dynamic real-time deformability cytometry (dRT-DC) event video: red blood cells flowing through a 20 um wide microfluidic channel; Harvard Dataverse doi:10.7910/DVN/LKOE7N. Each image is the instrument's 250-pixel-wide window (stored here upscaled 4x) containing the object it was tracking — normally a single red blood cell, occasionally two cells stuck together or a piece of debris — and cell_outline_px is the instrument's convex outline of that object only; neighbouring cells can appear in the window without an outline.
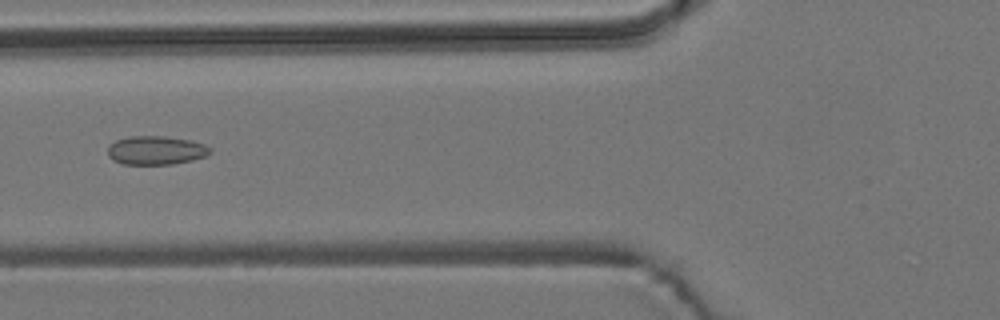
{"species": "common noctule bat (a hibernating species)", "species_latin": "Nyctalus noctula", "temperature_condition": "room temperature", "stored_images_in_passage": 8, "camera_frame_rate_fps": 3000, "um_per_image_px": 0.085, "animal": {"sex": "male", "body_mass_g": 19.2, "forearm_length_mm": 51.8}, "frame": {"image": 1, "passage_image": 5, "time_ms": 4.667, "image_size_px": [1000, 320], "cell_outline_px": [[212, 152], [208, 156], [192, 160], [172, 164], [124, 164], [112, 160], [108, 156], [108, 148], [116, 140], [128, 136], [164, 136], [192, 140], [204, 144], [212, 148]], "centroid_in_image_um": [13.3, 12.77], "position_along_channel_um": 112.5, "area_um2": 17.28}}
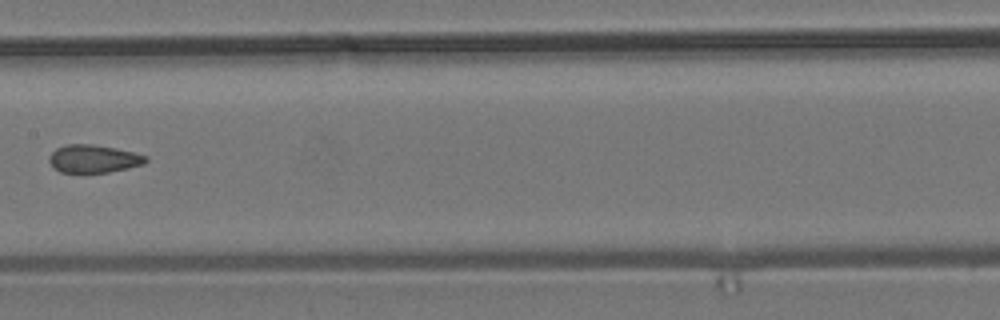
{"frame": {"image": 2, "passage_image": 7, "time_ms": 7.0, "image_size_px": [1000, 320], "cell_outline_px": [[148, 160], [144, 164], [128, 168], [108, 172], [60, 172], [52, 168], [48, 160], [48, 156], [56, 148], [68, 144], [92, 144], [116, 148], [148, 156]], "centroid_in_image_um": [7.93, 13.49], "position_along_channel_um": 199.5, "area_um2": 15.78}}
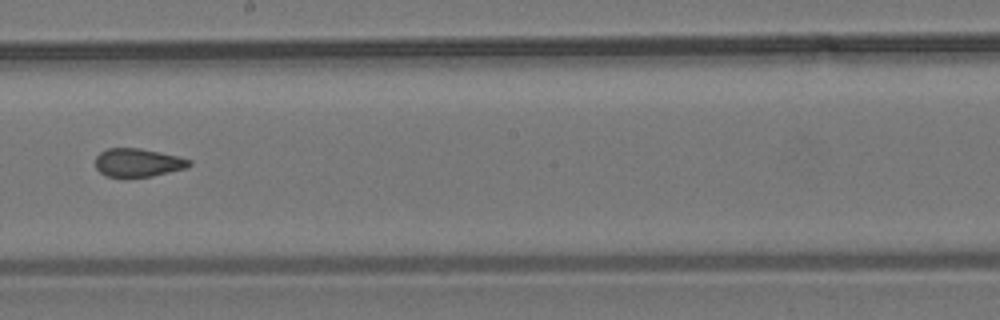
{"frame": {"image": 3, "passage_image": 8, "time_ms": 8.0, "image_size_px": [1000, 320], "cell_outline_px": [[192, 164], [188, 168], [152, 176], [108, 176], [100, 172], [96, 168], [96, 156], [100, 152], [108, 148], [140, 148], [160, 152], [192, 160]], "centroid_in_image_um": [11.75, 13.81], "position_along_channel_um": 236.4, "area_um2": 15.37}}